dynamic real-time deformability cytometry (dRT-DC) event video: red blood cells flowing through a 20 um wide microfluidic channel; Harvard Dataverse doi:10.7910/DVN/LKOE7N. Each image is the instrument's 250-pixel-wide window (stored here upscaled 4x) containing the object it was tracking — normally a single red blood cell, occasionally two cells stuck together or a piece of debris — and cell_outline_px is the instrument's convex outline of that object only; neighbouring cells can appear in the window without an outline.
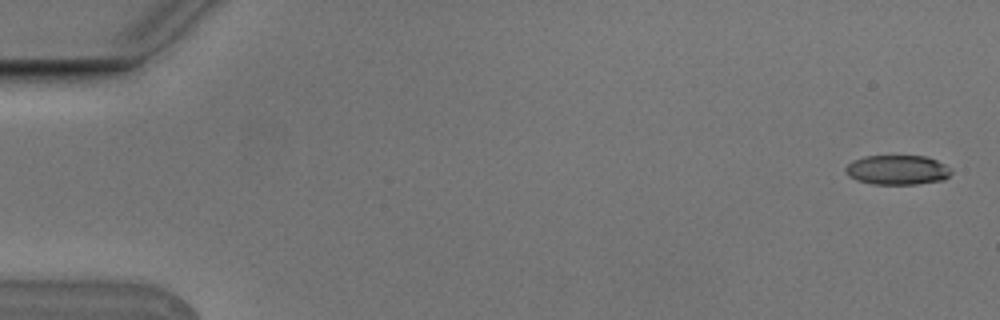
{"species": "Egyptian fruit bat (a non-hibernating species)", "species_latin": "Rousettus aegyptiacus", "temperature_condition": "cold", "stored_images_in_passage": 6, "segment_of_instrument_passage": [1, 2], "camera_frame_rate_fps": 3000, "um_per_image_px": 0.085, "animal": {"sex": "male"}, "frame": {"image": 1, "passage_image": 1, "time_ms": 0.0, "image_size_px": [1000, 320], "cell_outline_px": [[952, 172], [944, 180], [916, 184], [872, 184], [856, 180], [848, 176], [844, 172], [844, 168], [852, 160], [864, 156], [928, 156], [952, 168]], "centroid_in_image_um": [76.26, 14.44], "position_along_channel_um": 8.7, "area_um2": 18.44}}